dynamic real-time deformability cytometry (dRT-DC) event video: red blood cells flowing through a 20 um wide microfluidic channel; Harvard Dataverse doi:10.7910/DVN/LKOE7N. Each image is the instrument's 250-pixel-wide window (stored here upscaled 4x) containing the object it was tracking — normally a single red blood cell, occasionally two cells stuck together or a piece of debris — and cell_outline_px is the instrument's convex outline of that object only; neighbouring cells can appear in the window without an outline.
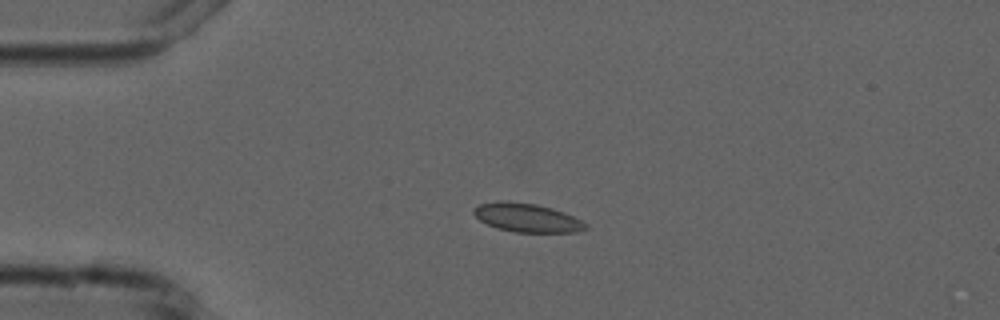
{"species": "common noctule bat (a hibernating species)", "species_latin": "Nyctalus noctula", "temperature_condition": "cold", "stored_images_in_passage": 4, "camera_frame_rate_fps": 3000, "um_per_image_px": 0.085, "animal": {"sex": "male", "forearm_length_mm": 52.5}, "frame": {"image": 1, "passage_image": 3, "time_ms": 3.333, "image_size_px": [1000, 320], "cell_outline_px": [[588, 228], [580, 232], [512, 232], [496, 228], [480, 220], [472, 212], [472, 208], [480, 204], [496, 200], [508, 200], [536, 204], [552, 208], [564, 212], [588, 224]], "centroid_in_image_um": [44.77, 18.49], "position_along_channel_um": 40.2, "area_um2": 18.96}}